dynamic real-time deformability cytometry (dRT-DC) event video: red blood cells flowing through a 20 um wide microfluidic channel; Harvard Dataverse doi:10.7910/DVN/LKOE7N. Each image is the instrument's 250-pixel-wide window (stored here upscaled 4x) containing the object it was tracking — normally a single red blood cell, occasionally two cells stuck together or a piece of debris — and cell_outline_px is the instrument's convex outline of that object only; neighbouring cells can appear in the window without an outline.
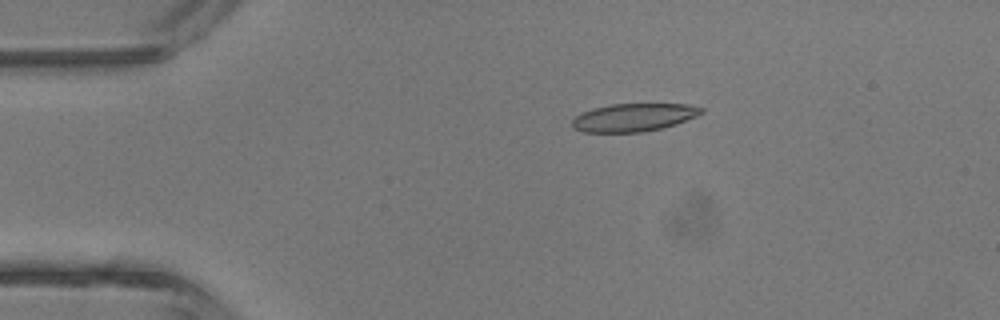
{"species": "common noctule bat (a hibernating species)", "species_latin": "Nyctalus noctula", "temperature_condition": "room temperature", "stored_images_in_passage": 5, "camera_frame_rate_fps": 3000, "um_per_image_px": 0.085, "animal": {"sex": "male", "body_mass_g": 13.3}, "frame": {"image": 1, "passage_image": 3, "time_ms": 2.667, "image_size_px": [1000, 320], "cell_outline_px": [[704, 112], [696, 116], [676, 124], [660, 128], [640, 132], [584, 132], [572, 128], [572, 120], [580, 112], [592, 108], [612, 104], [688, 104], [704, 108]], "centroid_in_image_um": [53.84, 9.97], "position_along_channel_um": 31.2, "area_um2": 21.04}}
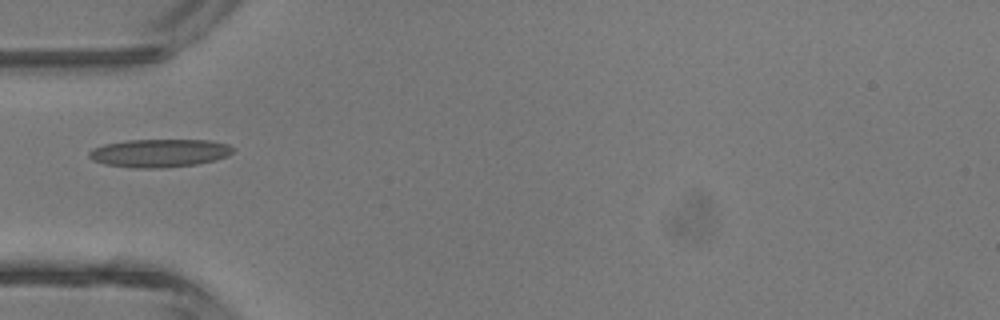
{"frame": {"image": 2, "passage_image": 5, "time_ms": 4.667, "image_size_px": [1000, 320], "cell_outline_px": [[236, 148], [228, 156], [216, 160], [196, 164], [164, 168], [132, 168], [104, 164], [92, 160], [88, 156], [88, 152], [92, 148], [104, 144], [128, 140], [212, 140], [228, 144]], "centroid_in_image_um": [13.56, 13.01], "position_along_channel_um": 71.4, "area_um2": 23.87}}